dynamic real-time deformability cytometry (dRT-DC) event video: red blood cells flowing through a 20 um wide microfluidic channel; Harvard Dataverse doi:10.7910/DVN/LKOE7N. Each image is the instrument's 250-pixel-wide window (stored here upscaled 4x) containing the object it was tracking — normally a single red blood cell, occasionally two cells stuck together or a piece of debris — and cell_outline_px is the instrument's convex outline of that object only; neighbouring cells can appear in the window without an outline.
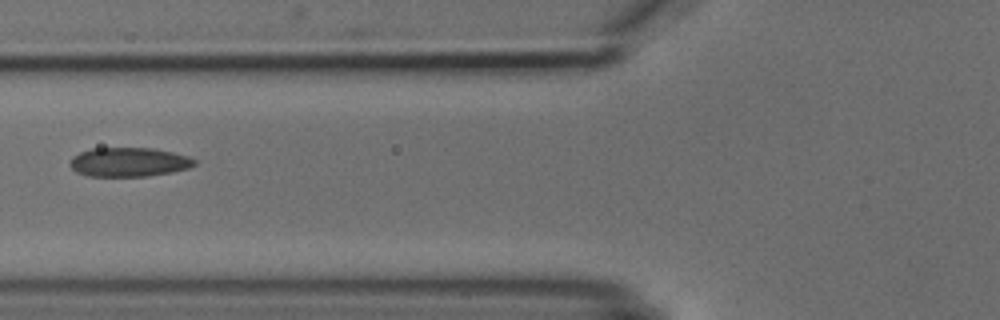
{"species": "common noctule bat (a hibernating species)", "species_latin": "Nyctalus noctula", "temperature_condition": "cold", "stored_images_in_passage": 7, "camera_frame_rate_fps": 3000, "um_per_image_px": 0.085, "animal": {"sex": "male", "body_mass_g": 18.8}, "frame": {"image": 1, "passage_image": 7, "time_ms": 6.667, "image_size_px": [1000, 320], "cell_outline_px": [[196, 164], [188, 168], [172, 172], [148, 176], [88, 176], [76, 172], [68, 164], [72, 156], [80, 152], [92, 148], [152, 148], [172, 152], [188, 156], [196, 160]], "centroid_in_image_um": [10.93, 13.78], "position_along_channel_um": 114.9, "area_um2": 21.21}}